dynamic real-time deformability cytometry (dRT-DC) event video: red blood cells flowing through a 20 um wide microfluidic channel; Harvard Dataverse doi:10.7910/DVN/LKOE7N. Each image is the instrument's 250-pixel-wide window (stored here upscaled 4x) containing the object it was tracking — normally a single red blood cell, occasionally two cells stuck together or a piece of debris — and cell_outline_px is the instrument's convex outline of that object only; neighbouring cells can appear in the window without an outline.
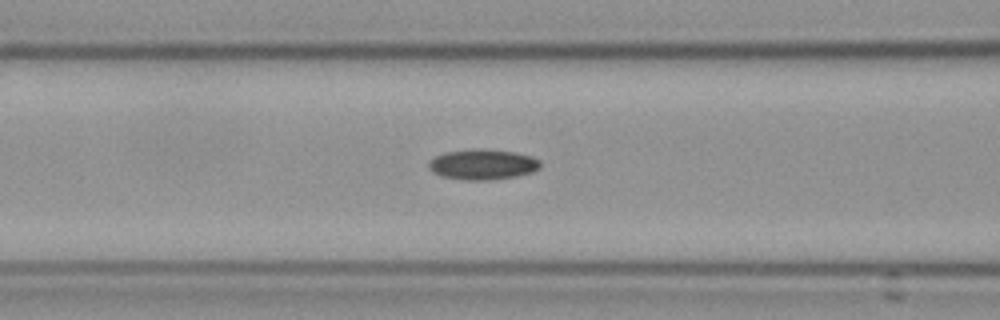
{"species": "Egyptian fruit bat (a non-hibernating species)", "species_latin": "Rousettus aegyptiacus", "temperature_condition": "cold", "stored_images_in_passage": 41, "camera_frame_rate_fps": 3000, "um_per_image_px": 0.085, "frame": {"image": 1, "passage_image": 18, "time_ms": 5.667, "image_size_px": [1000, 320], "cell_outline_px": [[540, 168], [532, 172], [516, 176], [492, 180], [464, 180], [440, 176], [432, 172], [428, 168], [428, 164], [436, 156], [444, 152], [472, 148], [480, 148], [516, 152], [532, 156], [540, 160]], "centroid_in_image_um": [41.03, 13.97], "position_along_channel_um": 125.6, "area_um2": 20.06}}